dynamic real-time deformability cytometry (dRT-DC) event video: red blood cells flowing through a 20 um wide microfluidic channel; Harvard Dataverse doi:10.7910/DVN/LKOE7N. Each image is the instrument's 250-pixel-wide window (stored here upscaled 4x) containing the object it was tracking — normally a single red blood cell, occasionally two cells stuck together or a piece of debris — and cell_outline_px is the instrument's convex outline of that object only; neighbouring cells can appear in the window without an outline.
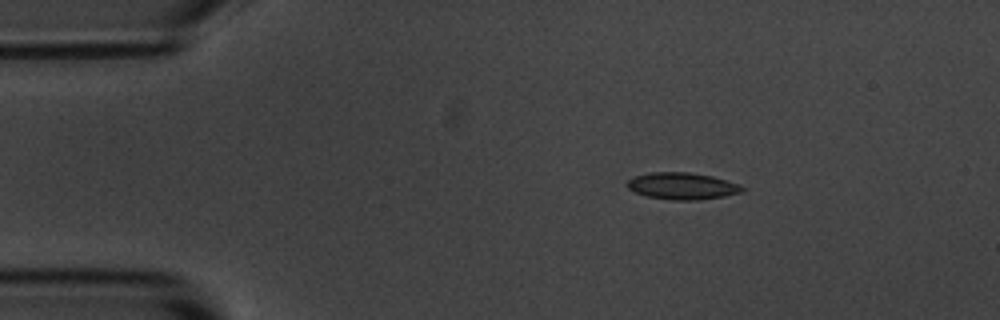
{"species": "common noctule bat (a hibernating species)", "species_latin": "Nyctalus noctula", "temperature_condition": "room temperature", "stored_images_in_passage": 3, "camera_frame_rate_fps": 3000, "um_per_image_px": 0.085, "animal": {"sex": "male", "body_mass_g": 20.1, "forearm_length_mm": 53.5}, "frame": {"image": 1, "passage_image": 1, "time_ms": 0.0, "image_size_px": [1000, 320], "cell_outline_px": [[744, 192], [724, 196], [700, 200], [672, 200], [648, 196], [636, 192], [628, 188], [624, 184], [632, 176], [652, 172], [688, 172], [712, 176], [740, 184], [744, 188]], "centroid_in_image_um": [57.99, 15.81], "position_along_channel_um": 27.0, "area_um2": 18.09}}
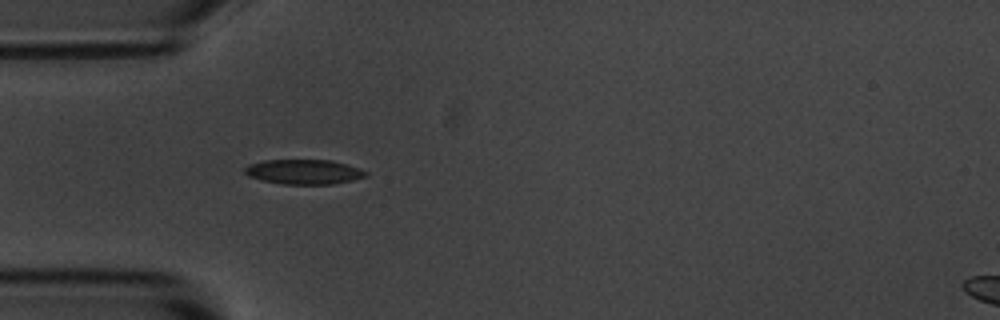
{"frame": {"image": 2, "passage_image": 3, "time_ms": 2.333, "image_size_px": [1000, 320], "cell_outline_px": [[368, 176], [352, 180], [332, 184], [284, 184], [264, 180], [248, 176], [244, 172], [244, 168], [248, 164], [264, 160], [332, 160], [348, 164], [360, 168], [368, 172]], "centroid_in_image_um": [25.86, 14.59], "position_along_channel_um": 59.1, "area_um2": 17.51}}